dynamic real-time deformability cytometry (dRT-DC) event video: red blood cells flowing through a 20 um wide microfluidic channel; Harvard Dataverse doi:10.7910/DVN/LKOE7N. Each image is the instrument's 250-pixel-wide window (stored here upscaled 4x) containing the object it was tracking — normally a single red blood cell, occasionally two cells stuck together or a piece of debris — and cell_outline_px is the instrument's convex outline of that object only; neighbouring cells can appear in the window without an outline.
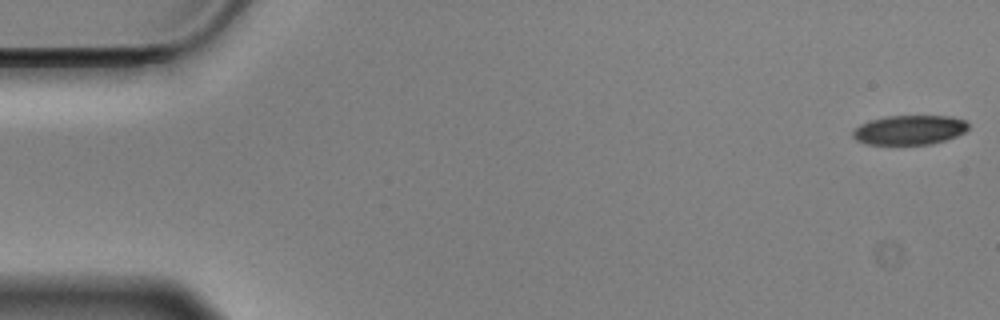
{"species": "Egyptian fruit bat (a non-hibernating species)", "species_latin": "Rousettus aegyptiacus", "temperature_condition": "cold", "stored_images_in_passage": 57, "camera_frame_rate_fps": 3000, "um_per_image_px": 0.085, "animal": {"sex": "male"}, "frame": {"image": 1, "passage_image": 1, "time_ms": 0.0, "image_size_px": [1000, 320], "cell_outline_px": [[968, 128], [964, 132], [956, 136], [932, 144], [868, 144], [856, 140], [852, 136], [852, 132], [860, 124], [884, 116], [952, 116], [964, 120], [968, 124]], "centroid_in_image_um": [77.3, 11.04], "position_along_channel_um": 7.7, "area_um2": 19.71}}
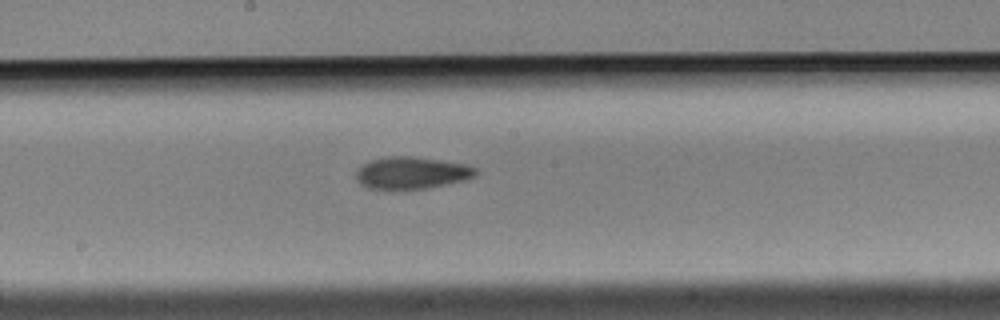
{"frame": {"image": 2, "passage_image": 30, "time_ms": 9.667, "image_size_px": [1000, 320], "cell_outline_px": [[476, 176], [464, 180], [424, 188], [368, 188], [360, 184], [356, 176], [356, 172], [364, 164], [372, 160], [392, 156], [412, 156], [468, 164], [476, 168]], "centroid_in_image_um": [35.02, 14.67], "position_along_channel_um": 213.2, "area_um2": 21.85}}
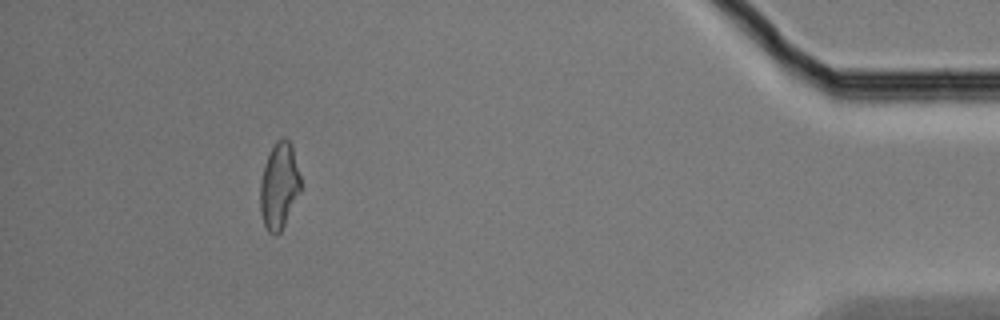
{"frame": {"image": 3, "passage_image": 52, "time_ms": 17.0, "image_size_px": [1000, 320], "cell_outline_px": [[300, 192], [280, 232], [276, 236], [268, 232], [264, 224], [260, 212], [260, 184], [264, 164], [276, 140], [284, 136], [292, 144], [300, 176]], "centroid_in_image_um": [23.72, 15.79], "position_along_channel_um": 411.5, "area_um2": 20.29}, "authors_computed_cell_mechanics": {"area_um2": 21.3282, "velocity_mm_per_s": 3.5158, "shape_relaxation_time_tau1_ms": 7.0063, "shape_relaxation_time_tau2_ms": null, "deformation_change_tau1": 0.1562, "deformation_change_tau2": null}}